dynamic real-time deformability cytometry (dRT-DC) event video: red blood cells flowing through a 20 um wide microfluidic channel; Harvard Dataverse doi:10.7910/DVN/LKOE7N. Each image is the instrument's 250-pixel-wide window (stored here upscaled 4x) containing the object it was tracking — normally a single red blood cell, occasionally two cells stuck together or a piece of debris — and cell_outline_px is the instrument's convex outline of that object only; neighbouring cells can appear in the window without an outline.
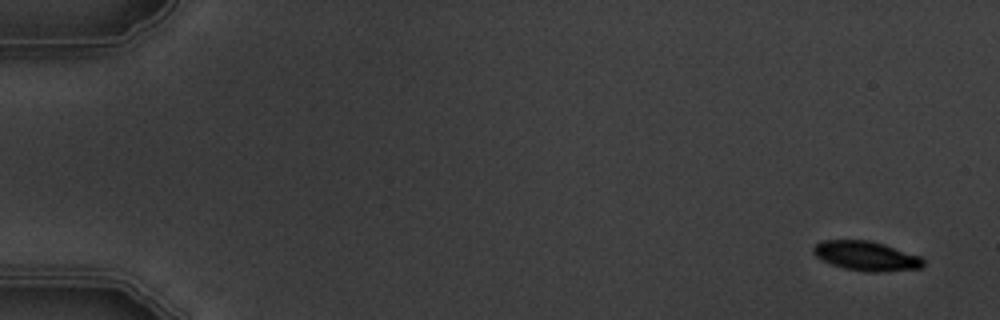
{"species": "common noctule bat (a hibernating species)", "species_latin": "Nyctalus noctula", "temperature_condition": "warm", "stored_images_in_passage": 4, "camera_frame_rate_fps": 3000, "um_per_image_px": 0.085, "animal": {"sex": "male", "body_mass_g": 19.5, "forearm_length_mm": 54.6}, "frame": {"image": 1, "passage_image": 1, "time_ms": 0.0, "image_size_px": [1000, 320], "cell_outline_px": [[924, 264], [920, 268], [880, 272], [868, 272], [844, 268], [832, 264], [816, 256], [812, 252], [812, 248], [820, 240], [872, 240], [920, 256], [924, 260]], "centroid_in_image_um": [73.62, 21.74], "position_along_channel_um": 11.4, "area_um2": 18.84}}